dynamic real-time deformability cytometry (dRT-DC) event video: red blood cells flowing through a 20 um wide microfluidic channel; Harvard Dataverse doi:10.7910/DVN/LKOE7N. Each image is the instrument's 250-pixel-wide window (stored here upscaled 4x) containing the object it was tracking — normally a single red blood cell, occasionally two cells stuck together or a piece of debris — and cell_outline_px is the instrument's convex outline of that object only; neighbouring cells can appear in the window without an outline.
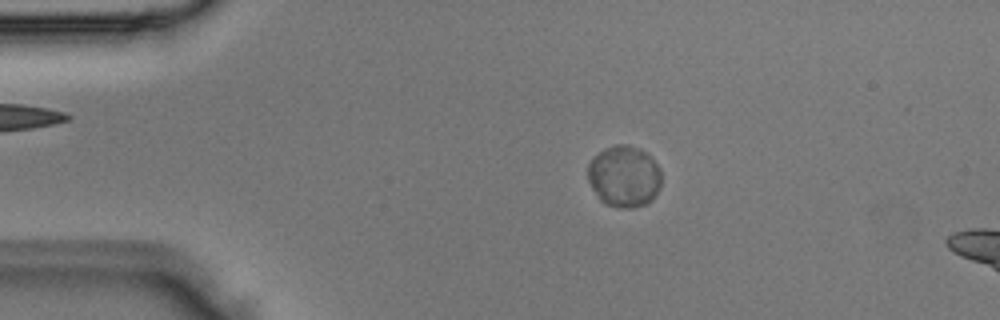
{"species": "Egyptian fruit bat (a non-hibernating species)", "species_latin": "Rousettus aegyptiacus", "temperature_condition": "room temperature", "stored_images_in_passage": 5, "camera_frame_rate_fps": 3000, "um_per_image_px": 0.085, "animal": {"sex": "male"}, "frame": {"image": 1, "passage_image": 3, "time_ms": 0.667, "image_size_px": [1000, 320], "cell_outline_px": [[660, 188], [652, 200], [648, 204], [632, 208], [616, 208], [604, 204], [600, 200], [592, 188], [588, 180], [588, 164], [592, 156], [604, 148], [616, 144], [628, 144], [640, 148], [660, 168]], "centroid_in_image_um": [53.03, 15.0], "position_along_channel_um": 32.0, "area_um2": 26.7}}